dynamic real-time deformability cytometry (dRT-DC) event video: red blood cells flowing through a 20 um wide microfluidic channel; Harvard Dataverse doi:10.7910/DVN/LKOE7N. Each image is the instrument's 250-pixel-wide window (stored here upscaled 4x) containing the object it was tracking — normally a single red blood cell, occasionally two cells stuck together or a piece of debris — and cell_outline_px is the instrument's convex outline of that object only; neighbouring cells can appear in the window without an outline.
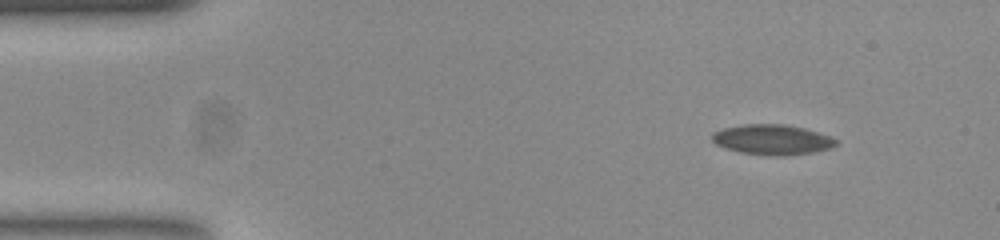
{"species": "common noctule bat (a hibernating species)", "species_latin": "Nyctalus noctula", "temperature_condition": "room temperature", "stored_images_in_passage": 11, "camera_frame_rate_fps": 3000, "um_per_image_px": 0.085, "animal": {"sex": "female", "body_mass_g": 23.0, "forearm_length_mm": 53.4}, "frame": {"image": 1, "passage_image": 1, "time_ms": 0.0, "image_size_px": [1000, 240], "cell_outline_px": [[836, 144], [828, 148], [812, 152], [784, 156], [776, 156], [740, 152], [724, 148], [716, 144], [712, 140], [712, 132], [724, 128], [744, 124], [784, 124], [804, 128], [828, 136], [836, 140]], "centroid_in_image_um": [65.58, 11.86], "position_along_channel_um": 19.4, "area_um2": 21.5}}